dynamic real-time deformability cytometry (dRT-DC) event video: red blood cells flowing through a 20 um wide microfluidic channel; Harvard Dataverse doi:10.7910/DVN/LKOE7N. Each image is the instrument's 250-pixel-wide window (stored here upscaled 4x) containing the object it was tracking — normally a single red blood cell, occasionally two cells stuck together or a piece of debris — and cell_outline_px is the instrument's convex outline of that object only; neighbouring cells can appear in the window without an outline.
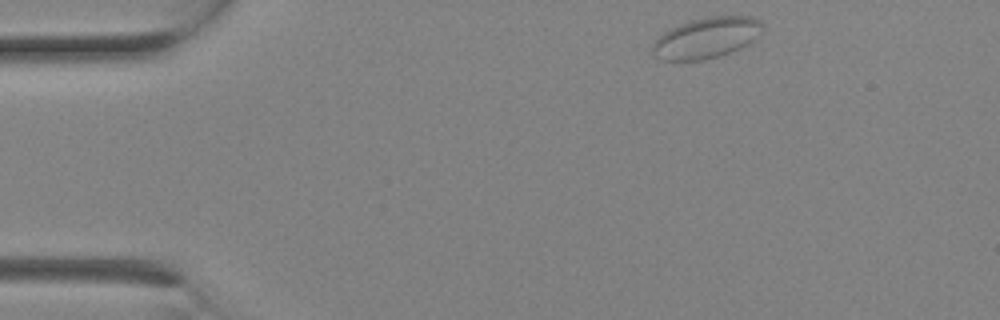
{"species": "Egyptian fruit bat (a non-hibernating species)", "species_latin": "Rousettus aegyptiacus", "temperature_condition": "room temperature", "stored_images_in_passage": 2, "camera_frame_rate_fps": 3000, "um_per_image_px": 0.085, "animal": {"sex": "female"}, "frame": {"image": 1, "passage_image": 1, "time_ms": 0.0, "image_size_px": [1000, 320], "cell_outline_px": [[764, 32], [748, 44], [740, 48], [720, 56], [704, 60], [660, 60], [652, 56], [652, 44], [656, 36], [680, 24], [692, 20], [712, 16], [752, 16], [760, 20], [764, 24]], "centroid_in_image_um": [60.06, 3.22], "position_along_channel_um": 24.9, "area_um2": 26.53}}
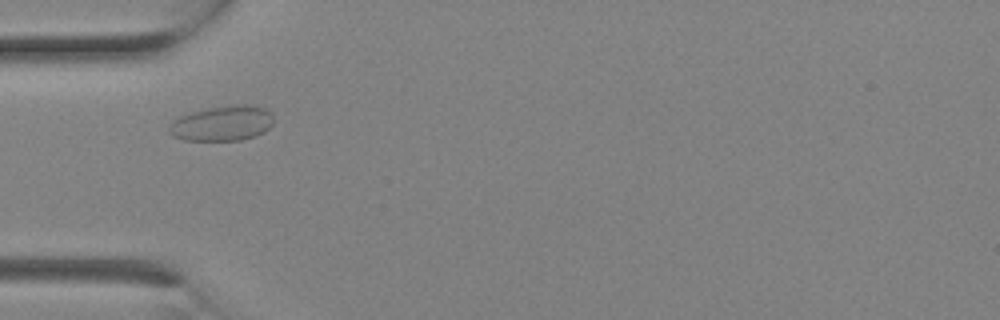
{"frame": {"image": 2, "passage_image": 2, "time_ms": 0.333, "image_size_px": [1000, 320], "cell_outline_px": [[272, 124], [264, 132], [256, 136], [240, 140], [184, 140], [172, 136], [168, 132], [168, 128], [172, 120], [180, 116], [192, 112], [208, 108], [236, 104], [244, 104], [264, 108], [272, 116]], "centroid_in_image_um": [18.85, 10.49], "position_along_channel_um": 66.1, "area_um2": 21.33}}